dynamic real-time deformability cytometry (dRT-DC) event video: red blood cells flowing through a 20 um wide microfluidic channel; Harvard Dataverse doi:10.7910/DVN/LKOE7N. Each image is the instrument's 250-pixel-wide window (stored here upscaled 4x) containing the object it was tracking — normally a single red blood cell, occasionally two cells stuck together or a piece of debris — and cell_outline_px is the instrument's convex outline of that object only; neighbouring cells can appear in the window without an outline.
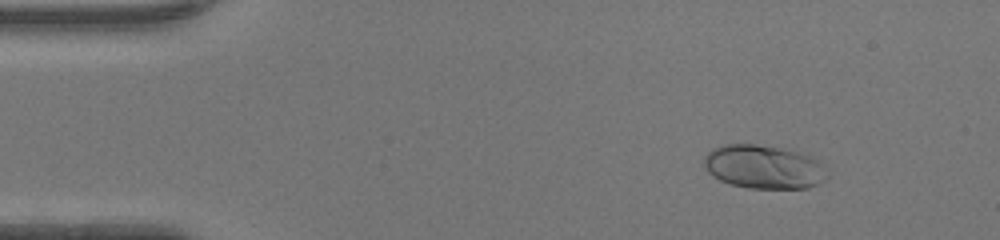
{"species": "human", "species_latin": "Homo sapiens", "temperature_condition": "warm", "stored_images_in_passage": 43, "camera_frame_rate_fps": 3000, "um_per_image_px": 0.085, "donor": {"sex": "female"}, "frame": {"image": 1, "passage_image": 1, "time_ms": 0.0, "image_size_px": [1000, 240], "cell_outline_px": [[828, 176], [824, 180], [808, 188], [748, 188], [732, 184], [720, 180], [708, 172], [704, 164], [704, 156], [712, 148], [724, 144], [756, 144], [796, 152], [808, 156], [816, 160], [828, 172]], "centroid_in_image_um": [64.88, 14.19], "position_along_channel_um": 20.1, "area_um2": 30.92}}
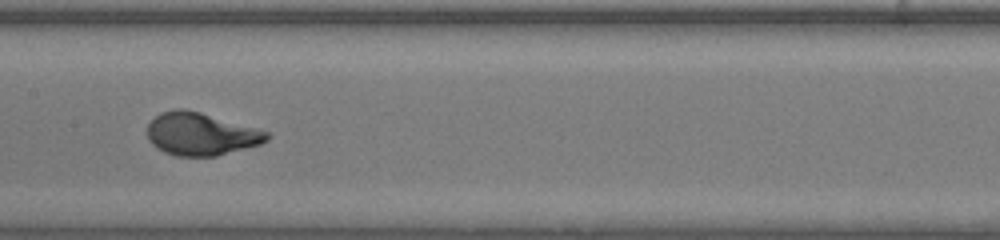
{"frame": {"image": 2, "passage_image": 19, "time_ms": 6.0, "image_size_px": [1000, 240], "cell_outline_px": [[272, 136], [268, 140], [260, 144], [216, 156], [176, 156], [164, 152], [156, 148], [148, 140], [148, 124], [160, 112], [176, 108], [184, 108], [200, 112], [268, 132]], "centroid_in_image_um": [17.05, 11.39], "position_along_channel_um": 190.4, "area_um2": 29.59}}
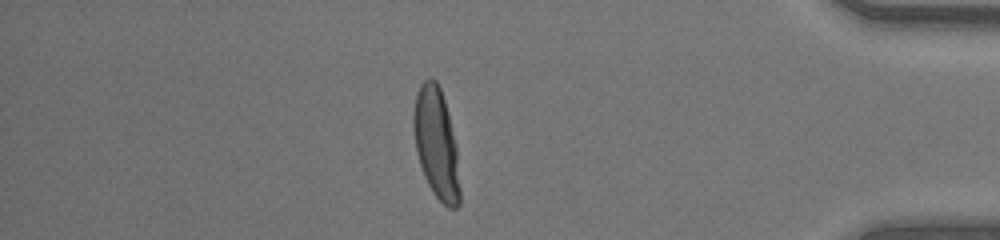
{"frame": {"image": 3, "passage_image": 36, "time_ms": 11.667, "image_size_px": [1000, 240], "cell_outline_px": [[460, 204], [456, 208], [448, 208], [432, 192], [424, 176], [416, 152], [412, 128], [412, 112], [416, 96], [420, 84], [428, 76], [436, 80], [440, 88], [444, 100], [456, 148], [460, 188]], "centroid_in_image_um": [37.05, 12.19], "position_along_channel_um": 398.1, "area_um2": 29.77}, "authors_computed_cell_mechanics": {"area_um2": 29.3624, "velocity_mm_per_s": 4.3566, "shape_relaxation_time_tau1_ms": 2.8982, "shape_relaxation_time_tau2_ms": null, "deformation_change_tau1": 0.2141, "deformation_change_tau2": null}}